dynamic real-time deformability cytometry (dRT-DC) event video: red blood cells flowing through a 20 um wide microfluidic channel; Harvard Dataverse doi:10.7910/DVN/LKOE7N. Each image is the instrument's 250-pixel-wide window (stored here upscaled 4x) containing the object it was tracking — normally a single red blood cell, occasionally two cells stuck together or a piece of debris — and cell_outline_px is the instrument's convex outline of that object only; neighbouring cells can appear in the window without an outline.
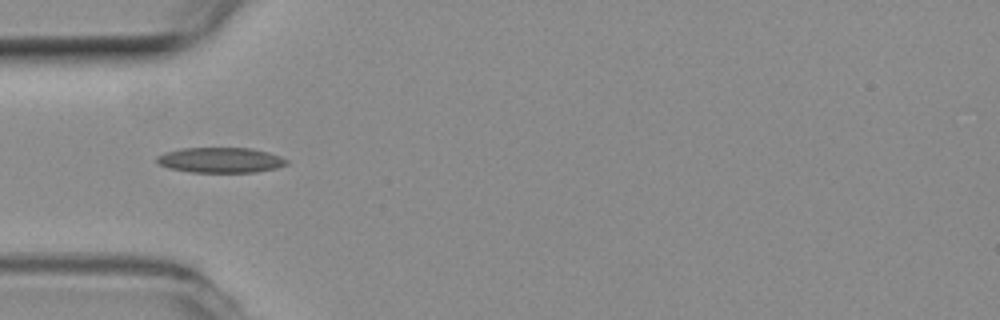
{"species": "common noctule bat (a hibernating species)", "species_latin": "Nyctalus noctula", "temperature_condition": "room temperature", "stored_images_in_passage": 5, "camera_frame_rate_fps": 3000, "um_per_image_px": 0.085, "animal": {"sex": "female", "body_mass_g": 19.3, "forearm_length_mm": 54.1}, "frame": {"image": 1, "passage_image": 1, "time_ms": 0.0, "image_size_px": [1000, 320], "cell_outline_px": [[288, 164], [276, 168], [256, 172], [192, 172], [168, 168], [160, 164], [156, 160], [156, 156], [164, 152], [180, 148], [252, 148], [268, 152], [280, 156], [288, 160]], "centroid_in_image_um": [18.74, 13.6], "position_along_channel_um": 66.3, "area_um2": 19.19}}
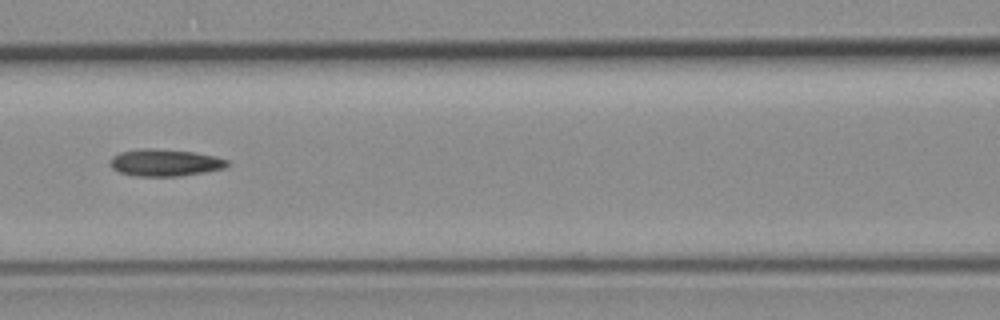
{"frame": {"image": 2, "passage_image": 3, "time_ms": 0.667, "image_size_px": [1000, 320], "cell_outline_px": [[228, 164], [224, 168], [204, 172], [180, 176], [136, 176], [120, 172], [112, 168], [108, 164], [112, 156], [120, 152], [140, 148], [152, 148], [192, 152], [216, 156], [228, 160]], "centroid_in_image_um": [13.98, 13.82], "position_along_channel_um": 152.6, "area_um2": 18.44}}
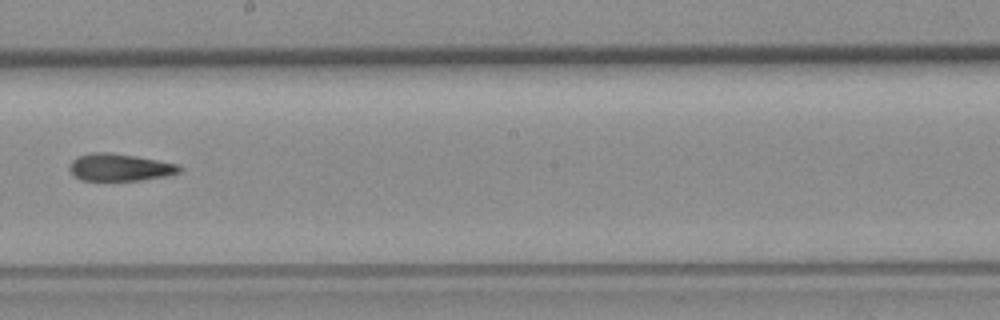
{"frame": {"image": 3, "passage_image": 5, "time_ms": 1.333, "image_size_px": [1000, 320], "cell_outline_px": [[184, 168], [180, 172], [168, 176], [140, 180], [80, 180], [68, 168], [72, 160], [80, 156], [96, 152], [108, 152], [136, 156], [180, 164]], "centroid_in_image_um": [10.25, 14.22], "position_along_channel_um": 237.9, "area_um2": 17.46}}